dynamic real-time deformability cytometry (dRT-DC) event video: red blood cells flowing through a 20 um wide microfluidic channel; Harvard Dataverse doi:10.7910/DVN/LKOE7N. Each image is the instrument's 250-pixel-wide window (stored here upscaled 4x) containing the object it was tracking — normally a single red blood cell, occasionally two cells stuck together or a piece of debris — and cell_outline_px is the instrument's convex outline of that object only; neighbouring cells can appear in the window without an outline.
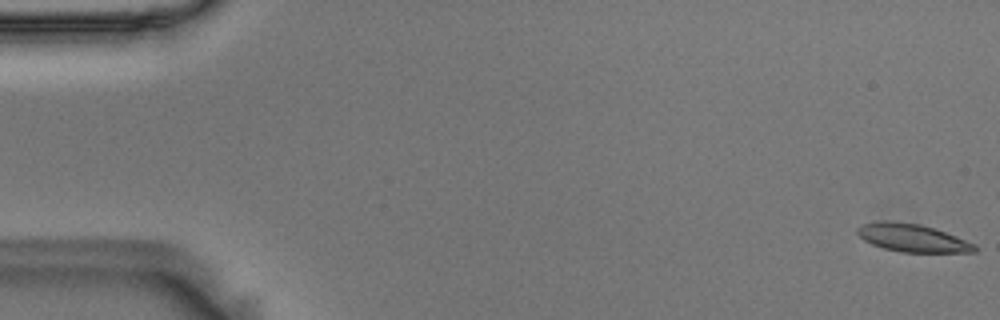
{"species": "Egyptian fruit bat (a non-hibernating species)", "species_latin": "Rousettus aegyptiacus", "temperature_condition": "room temperature", "stored_images_in_passage": 16, "camera_frame_rate_fps": 3000, "um_per_image_px": 0.085, "animal": {"sex": "male"}, "frame": {"image": 1, "passage_image": 1, "time_ms": 0.0, "image_size_px": [1000, 320], "cell_outline_px": [[976, 252], [900, 252], [884, 248], [872, 244], [864, 240], [856, 232], [856, 228], [860, 224], [880, 220], [888, 220], [920, 224], [956, 236], [976, 244]], "centroid_in_image_um": [77.51, 20.21], "position_along_channel_um": 7.5, "area_um2": 19.07}}